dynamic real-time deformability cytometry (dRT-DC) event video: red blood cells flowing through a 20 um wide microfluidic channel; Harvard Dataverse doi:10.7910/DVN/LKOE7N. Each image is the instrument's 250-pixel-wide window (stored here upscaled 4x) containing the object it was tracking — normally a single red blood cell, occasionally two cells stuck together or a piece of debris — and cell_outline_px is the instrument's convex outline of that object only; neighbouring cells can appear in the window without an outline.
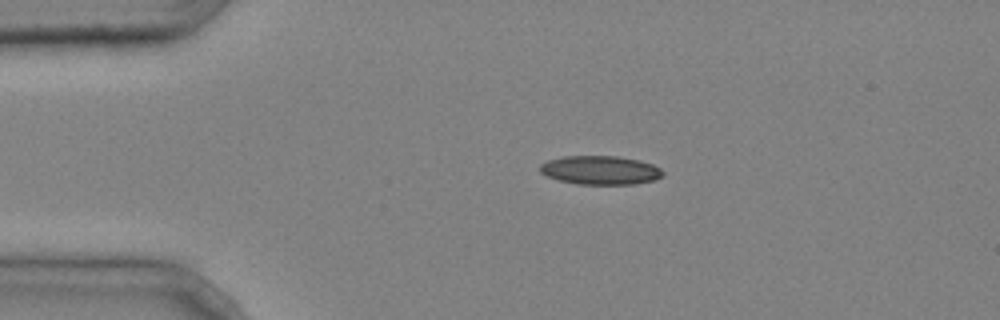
{"species": "common noctule bat (a hibernating species)", "species_latin": "Nyctalus noctula", "temperature_condition": "cold", "stored_images_in_passage": 2, "camera_frame_rate_fps": 3000, "um_per_image_px": 0.085, "animal": {"sex": "male", "body_mass_g": 20.4}, "frame": {"image": 1, "passage_image": 1, "time_ms": 0.0, "image_size_px": [1000, 320], "cell_outline_px": [[664, 176], [656, 180], [636, 184], [576, 184], [556, 180], [540, 172], [540, 164], [548, 160], [564, 156], [616, 156], [640, 160], [652, 164], [660, 168], [664, 172]], "centroid_in_image_um": [51.05, 14.47], "position_along_channel_um": 33.9, "area_um2": 20.81}}